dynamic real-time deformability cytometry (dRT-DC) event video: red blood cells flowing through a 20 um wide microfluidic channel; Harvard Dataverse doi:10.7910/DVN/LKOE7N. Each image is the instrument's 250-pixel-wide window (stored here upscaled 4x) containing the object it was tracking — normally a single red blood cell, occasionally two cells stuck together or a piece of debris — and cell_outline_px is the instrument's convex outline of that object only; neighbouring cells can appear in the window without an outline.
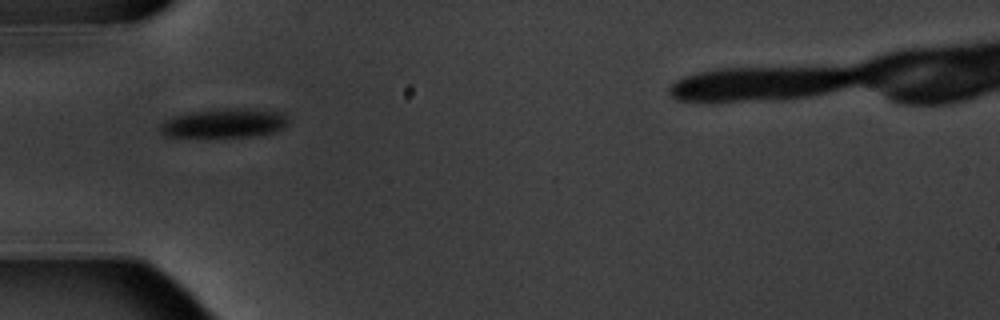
{"species": "common noctule bat (a hibernating species)", "species_latin": "Nyctalus noctula", "temperature_condition": "warm", "stored_images_in_passage": 6, "camera_frame_rate_fps": 3000, "um_per_image_px": 0.085, "animal": {"sex": "male", "body_mass_g": 20.1, "forearm_length_mm": 53.5}, "frame": {"image": 1, "passage_image": 1, "time_ms": 0.0, "image_size_px": [1000, 320], "cell_outline_px": [[288, 124], [284, 128], [276, 132], [252, 136], [208, 140], [164, 136], [160, 132], [160, 124], [164, 120], [172, 116], [188, 112], [212, 108], [256, 108], [280, 112], [288, 116]], "centroid_in_image_um": [19.01, 10.5], "position_along_channel_um": 66.0, "area_um2": 23.41}}